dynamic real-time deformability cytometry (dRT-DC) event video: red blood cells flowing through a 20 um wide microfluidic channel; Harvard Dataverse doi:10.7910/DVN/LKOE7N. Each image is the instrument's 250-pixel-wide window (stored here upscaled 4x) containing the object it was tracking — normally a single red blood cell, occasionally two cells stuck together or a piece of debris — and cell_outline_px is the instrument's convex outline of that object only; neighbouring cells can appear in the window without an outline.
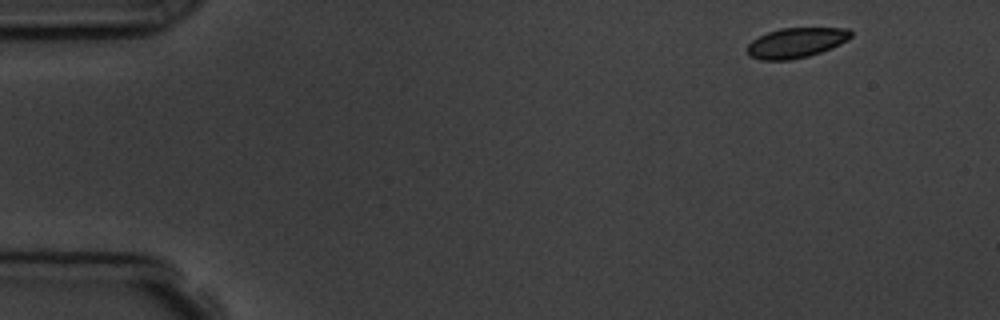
{"species": "common noctule bat (a hibernating species)", "species_latin": "Nyctalus noctula", "temperature_condition": "room temperature", "stored_images_in_passage": 4, "camera_frame_rate_fps": 3000, "um_per_image_px": 0.085, "animal": {"sex": "male", "body_mass_g": 19.5, "forearm_length_mm": 54.6}, "frame": {"image": 1, "passage_image": 1, "time_ms": 0.0, "image_size_px": [1000, 320], "cell_outline_px": [[852, 36], [848, 40], [840, 44], [820, 52], [808, 56], [788, 60], [760, 60], [748, 56], [748, 44], [752, 40], [768, 32], [780, 28], [848, 28], [852, 32]], "centroid_in_image_um": [67.67, 3.63], "position_along_channel_um": 17.3, "area_um2": 18.09}}
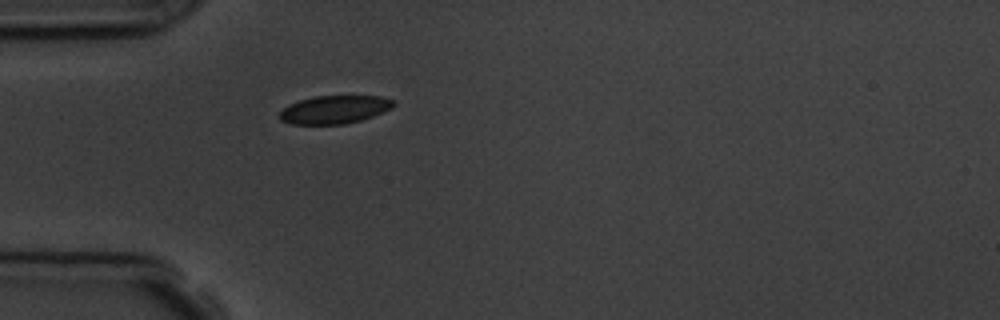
{"frame": {"image": 2, "passage_image": 4, "time_ms": 3.667, "image_size_px": [1000, 320], "cell_outline_px": [[396, 104], [392, 108], [372, 116], [360, 120], [344, 124], [292, 124], [280, 120], [280, 112], [288, 104], [300, 100], [316, 96], [380, 96], [392, 100]], "centroid_in_image_um": [28.42, 9.31], "position_along_channel_um": 56.6, "area_um2": 18.5}}